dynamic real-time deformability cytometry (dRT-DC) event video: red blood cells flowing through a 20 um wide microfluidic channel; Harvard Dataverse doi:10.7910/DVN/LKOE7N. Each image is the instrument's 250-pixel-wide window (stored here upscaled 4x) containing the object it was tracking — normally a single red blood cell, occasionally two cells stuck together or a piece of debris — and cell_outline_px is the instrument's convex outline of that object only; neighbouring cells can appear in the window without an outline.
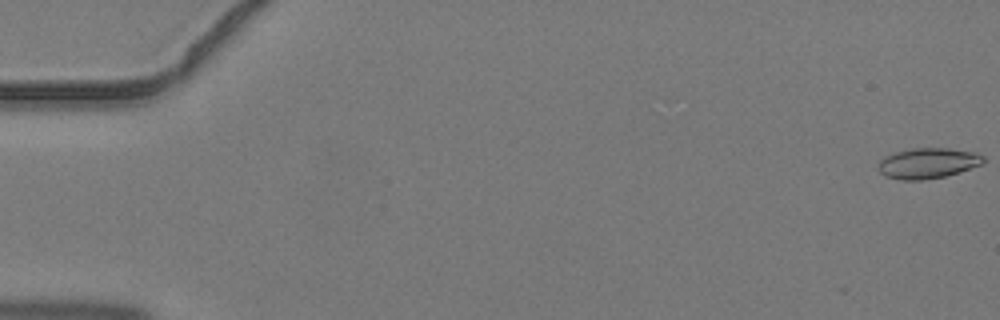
{"species": "common noctule bat (a hibernating species)", "species_latin": "Nyctalus noctula", "temperature_condition": "warm", "stored_images_in_passage": 4, "camera_frame_rate_fps": 3000, "um_per_image_px": 0.085, "animal": {"sex": "male", "body_mass_g": 19.2, "forearm_length_mm": 51.8}, "frame": {"image": 1, "passage_image": 1, "time_ms": 0.0, "image_size_px": [1000, 320], "cell_outline_px": [[984, 164], [960, 172], [944, 176], [920, 180], [904, 180], [884, 176], [876, 168], [880, 160], [884, 156], [896, 152], [912, 148], [948, 148], [976, 152], [984, 156]], "centroid_in_image_um": [78.87, 13.86], "position_along_channel_um": 6.1, "area_um2": 18.84}}